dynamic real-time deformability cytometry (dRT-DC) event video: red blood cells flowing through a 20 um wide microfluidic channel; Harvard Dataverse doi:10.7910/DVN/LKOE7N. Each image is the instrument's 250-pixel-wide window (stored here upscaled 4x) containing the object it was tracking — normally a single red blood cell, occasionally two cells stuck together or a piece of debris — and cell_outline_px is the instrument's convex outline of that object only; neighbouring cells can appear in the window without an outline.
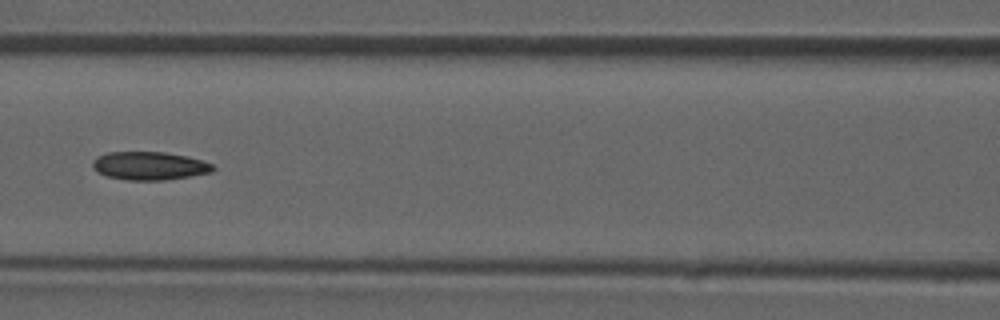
{"species": "common noctule bat (a hibernating species)", "species_latin": "Nyctalus noctula", "temperature_condition": "room temperature", "stored_images_in_passage": 47, "camera_frame_rate_fps": 3000, "um_per_image_px": 0.085, "animal": {"sex": "male", "forearm_length_mm": 52.5}, "frame": {"image": 1, "passage_image": 21, "time_ms": 6.667, "image_size_px": [1000, 320], "cell_outline_px": [[216, 168], [212, 172], [164, 180], [128, 180], [108, 176], [96, 172], [92, 168], [92, 160], [96, 156], [108, 152], [164, 152], [188, 156], [212, 164]], "centroid_in_image_um": [12.66, 14.09], "position_along_channel_um": 153.9, "area_um2": 19.83}}